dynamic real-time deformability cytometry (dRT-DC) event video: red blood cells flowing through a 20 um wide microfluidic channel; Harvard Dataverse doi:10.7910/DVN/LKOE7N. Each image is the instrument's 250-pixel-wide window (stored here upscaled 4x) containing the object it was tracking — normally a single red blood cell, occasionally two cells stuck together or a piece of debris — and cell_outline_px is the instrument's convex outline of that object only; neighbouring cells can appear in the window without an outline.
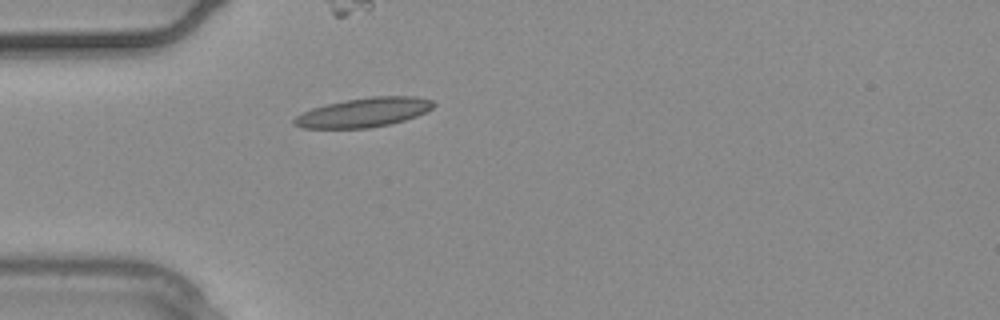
{"species": "common noctule bat (a hibernating species)", "species_latin": "Nyctalus noctula", "temperature_condition": "warm", "stored_images_in_passage": 1, "camera_frame_rate_fps": 3000, "um_per_image_px": 0.085, "animal": {"sex": "male", "body_mass_g": 20.4}, "frame": {"image": 1, "passage_image": 1, "time_ms": 0.0, "image_size_px": [1000, 320], "cell_outline_px": [[436, 104], [432, 108], [416, 116], [404, 120], [388, 124], [368, 128], [300, 128], [292, 124], [292, 120], [296, 116], [312, 108], [344, 100], [372, 96], [416, 96], [432, 100]], "centroid_in_image_um": [30.9, 9.55], "position_along_channel_um": 54.1, "area_um2": 23.7}}